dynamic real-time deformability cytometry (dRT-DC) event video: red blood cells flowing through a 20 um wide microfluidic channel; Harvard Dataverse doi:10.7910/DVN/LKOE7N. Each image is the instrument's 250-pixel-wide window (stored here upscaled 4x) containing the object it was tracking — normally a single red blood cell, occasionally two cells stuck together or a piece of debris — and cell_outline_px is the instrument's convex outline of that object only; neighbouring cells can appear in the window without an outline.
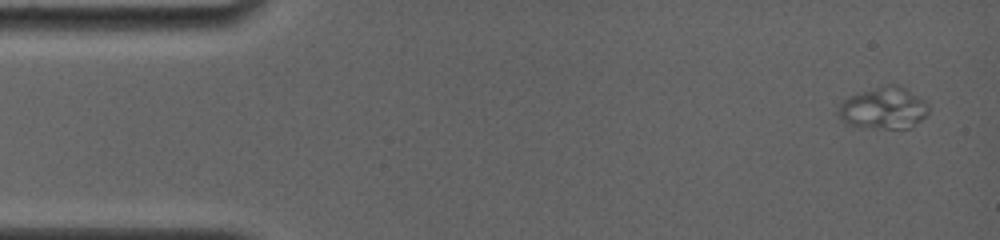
{"species": "common noctule bat (a hibernating species)", "species_latin": "Nyctalus noctula", "temperature_condition": "room temperature", "stored_images_in_passage": 32, "camera_frame_rate_fps": 4000, "um_per_image_px": 0.085, "animal": {"sex": "female", "body_mass_g": 19.0, "forearm_length_mm": 56.7}, "frame": {"image": 1, "passage_image": 1, "time_ms": 0.0, "image_size_px": [1000, 240], "cell_outline_px": [[928, 112], [912, 128], [884, 128], [848, 124], [836, 112], [840, 104], [848, 96], [888, 84], [896, 84], [928, 100]], "centroid_in_image_um": [75.15, 9.17], "position_along_channel_um": 9.8, "area_um2": 21.73}}
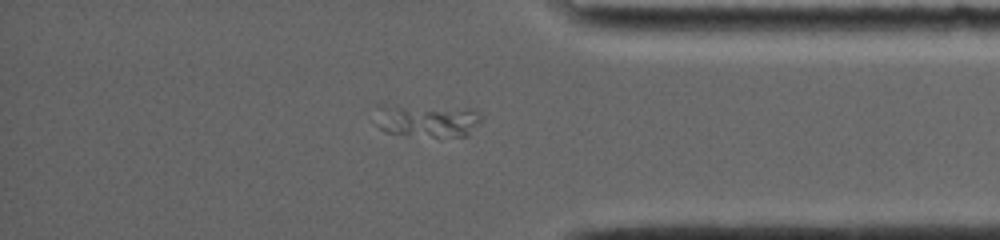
{"frame": {"image": 2, "passage_image": 29, "time_ms": 13.25, "image_size_px": [1000, 240], "cell_outline_px": [[484, 116], [468, 136], [440, 140], [384, 132], [376, 124], [396, 104], [476, 108]], "centroid_in_image_um": [36.6, 10.31], "position_along_channel_um": 398.6, "area_um2": 20.69}}